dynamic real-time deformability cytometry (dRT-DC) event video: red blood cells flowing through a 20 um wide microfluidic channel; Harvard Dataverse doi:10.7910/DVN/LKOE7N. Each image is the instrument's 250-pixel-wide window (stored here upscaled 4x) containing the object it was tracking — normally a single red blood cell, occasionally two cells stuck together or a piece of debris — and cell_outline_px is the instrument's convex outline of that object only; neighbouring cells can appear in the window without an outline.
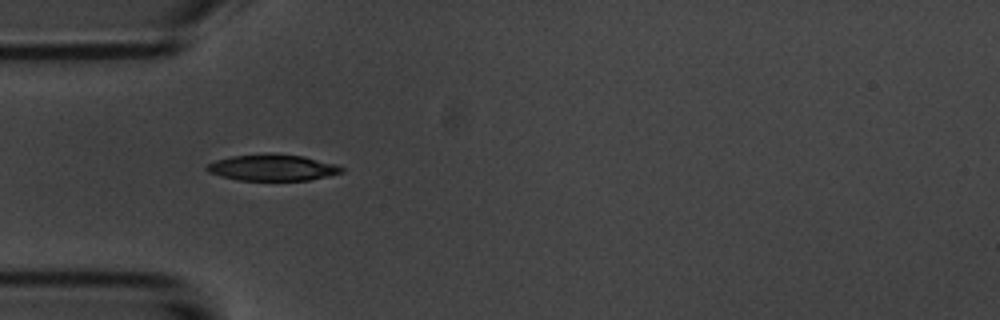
{"species": "common noctule bat (a hibernating species)", "species_latin": "Nyctalus noctula", "temperature_condition": "room temperature", "stored_images_in_passage": 11, "camera_frame_rate_fps": 3000, "um_per_image_px": 0.085, "animal": {"sex": "male", "body_mass_g": 20.1, "forearm_length_mm": 53.5}, "frame": {"image": 1, "passage_image": 5, "time_ms": 5.333, "image_size_px": [1000, 320], "cell_outline_px": [[344, 172], [328, 176], [308, 180], [236, 180], [220, 176], [208, 172], [204, 168], [208, 164], [216, 160], [232, 156], [272, 152], [304, 156], [336, 164], [344, 168]], "centroid_in_image_um": [23.16, 14.23], "position_along_channel_um": 61.8, "area_um2": 20.92}}
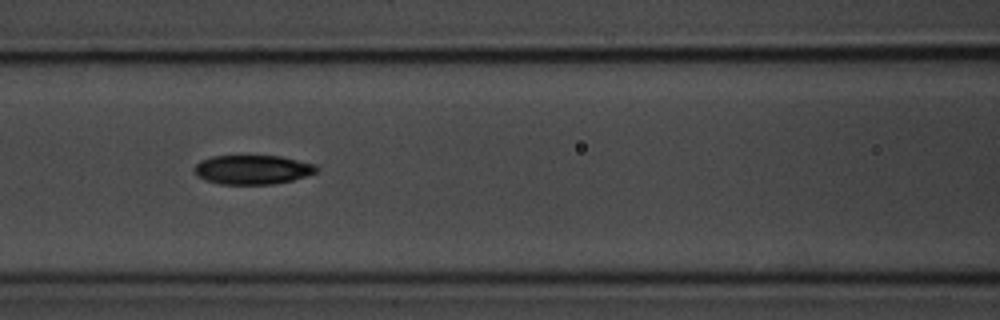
{"frame": {"image": 2, "passage_image": 7, "time_ms": 7.667, "image_size_px": [1000, 320], "cell_outline_px": [[320, 168], [316, 172], [292, 180], [272, 184], [220, 184], [204, 180], [196, 176], [192, 168], [200, 160], [212, 156], [280, 156], [316, 164]], "centroid_in_image_um": [21.43, 14.42], "position_along_channel_um": 145.2, "area_um2": 20.92}}
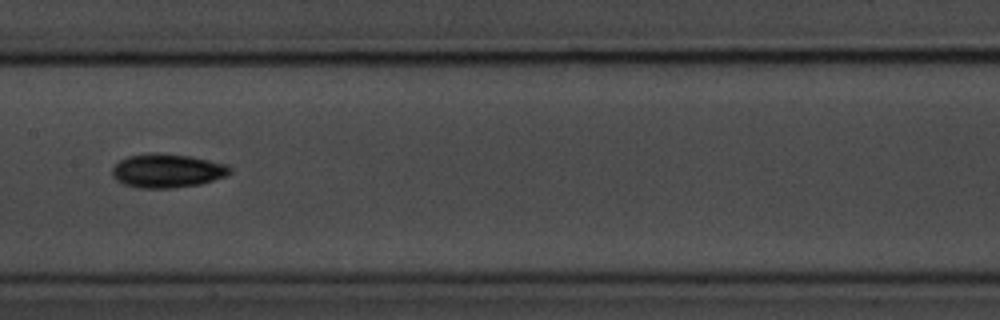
{"frame": {"image": 3, "passage_image": 8, "time_ms": 9.0, "image_size_px": [1000, 320], "cell_outline_px": [[232, 172], [228, 176], [200, 184], [172, 188], [136, 188], [124, 184], [116, 180], [112, 176], [112, 168], [120, 160], [128, 156], [152, 152], [188, 156], [228, 164], [232, 168]], "centroid_in_image_um": [14.23, 14.52], "position_along_channel_um": 193.2, "area_um2": 23.35}}